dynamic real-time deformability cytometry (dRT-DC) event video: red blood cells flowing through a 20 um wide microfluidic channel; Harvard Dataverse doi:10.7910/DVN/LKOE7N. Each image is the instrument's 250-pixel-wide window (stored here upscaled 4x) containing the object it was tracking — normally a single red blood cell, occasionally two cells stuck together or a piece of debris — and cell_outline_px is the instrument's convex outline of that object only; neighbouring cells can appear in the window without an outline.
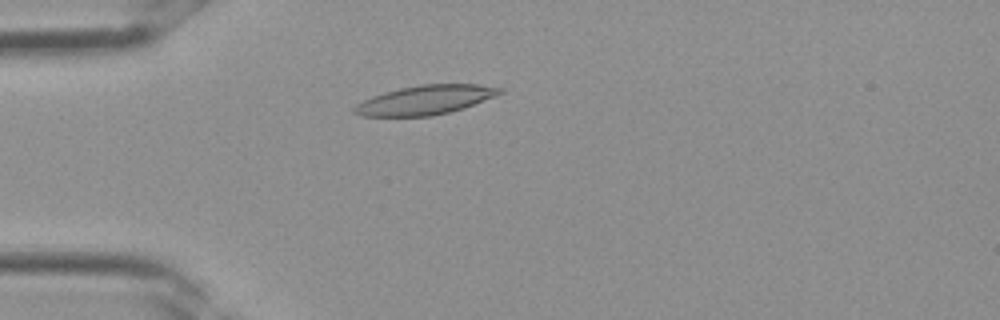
{"species": "Egyptian fruit bat (a non-hibernating species)", "species_latin": "Rousettus aegyptiacus", "temperature_condition": "room temperature", "stored_images_in_passage": 3, "camera_frame_rate_fps": 3000, "um_per_image_px": 0.085, "frame": {"image": 1, "passage_image": 3, "time_ms": 0.667, "image_size_px": [1000, 320], "cell_outline_px": [[504, 92], [496, 96], [464, 108], [432, 116], [360, 116], [352, 112], [352, 108], [356, 104], [372, 96], [384, 92], [400, 88], [420, 84], [480, 84], [504, 88]], "centroid_in_image_um": [36.16, 8.49], "position_along_channel_um": 48.8, "area_um2": 24.91}}